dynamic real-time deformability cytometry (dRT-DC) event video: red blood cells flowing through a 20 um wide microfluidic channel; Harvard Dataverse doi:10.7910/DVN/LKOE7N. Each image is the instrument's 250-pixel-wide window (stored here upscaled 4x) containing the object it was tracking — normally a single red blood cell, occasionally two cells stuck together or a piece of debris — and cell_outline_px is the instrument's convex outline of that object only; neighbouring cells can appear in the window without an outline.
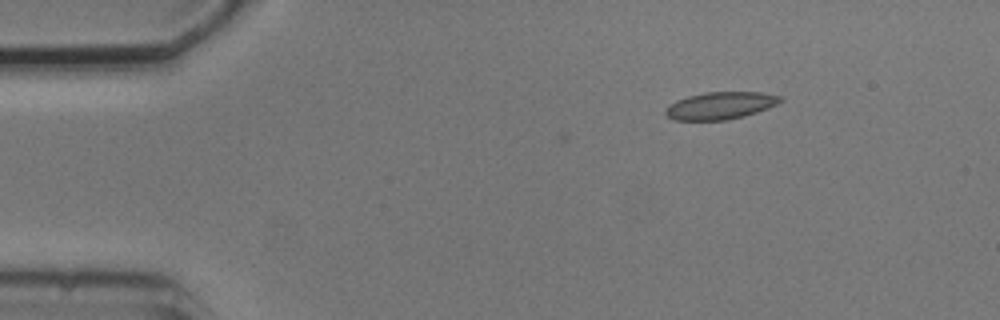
{"species": "common noctule bat (a hibernating species)", "species_latin": "Nyctalus noctula", "temperature_condition": "cold", "stored_images_in_passage": 4, "camera_frame_rate_fps": 3000, "um_per_image_px": 0.085, "animal": {"sex": "male", "body_mass_g": 20.5, "forearm_length_mm": 52.5}, "frame": {"image": 1, "passage_image": 1, "time_ms": 0.0, "image_size_px": [1000, 320], "cell_outline_px": [[784, 100], [768, 108], [744, 116], [728, 120], [676, 120], [668, 116], [664, 112], [676, 100], [688, 96], [704, 92], [760, 92], [780, 96]], "centroid_in_image_um": [61.26, 8.97], "position_along_channel_um": 23.7, "area_um2": 18.09}}
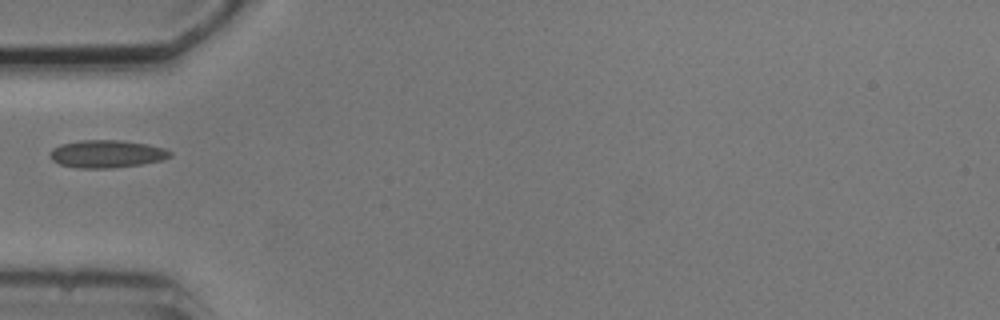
{"frame": {"image": 2, "passage_image": 3, "time_ms": 3.333, "image_size_px": [1000, 320], "cell_outline_px": [[172, 156], [160, 160], [140, 164], [112, 168], [76, 168], [60, 164], [52, 160], [48, 156], [52, 148], [60, 144], [80, 140], [120, 140], [148, 144], [164, 148], [172, 152]], "centroid_in_image_um": [9.04, 13.07], "position_along_channel_um": 76.0, "area_um2": 19.42}}
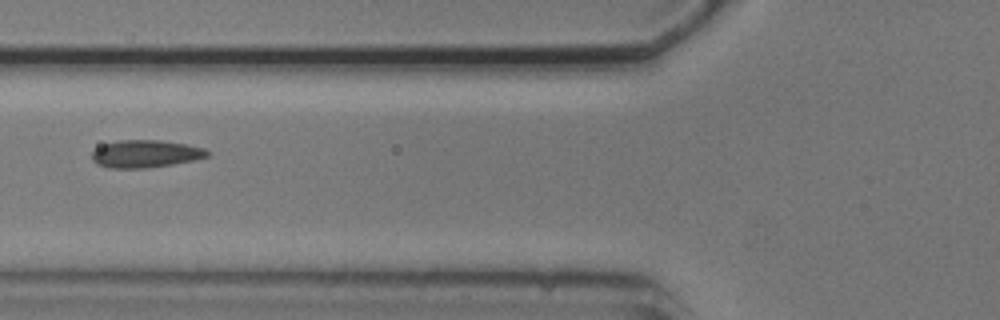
{"frame": {"image": 3, "passage_image": 4, "time_ms": 4.333, "image_size_px": [1000, 320], "cell_outline_px": [[208, 156], [196, 160], [148, 168], [108, 168], [96, 164], [92, 160], [92, 152], [96, 148], [104, 144], [116, 140], [160, 140], [184, 144], [204, 148], [208, 152]], "centroid_in_image_um": [12.33, 13.08], "position_along_channel_um": 113.5, "area_um2": 18.55}}